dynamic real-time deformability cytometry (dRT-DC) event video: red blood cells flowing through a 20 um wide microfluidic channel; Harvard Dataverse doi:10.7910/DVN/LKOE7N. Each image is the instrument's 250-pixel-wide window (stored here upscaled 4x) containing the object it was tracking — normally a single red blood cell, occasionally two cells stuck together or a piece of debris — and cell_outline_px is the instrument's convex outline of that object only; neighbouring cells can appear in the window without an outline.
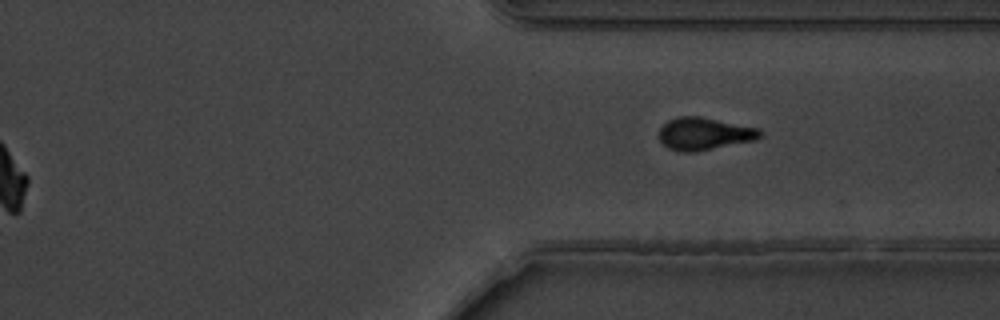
{"species": "common noctule bat (a hibernating species)", "species_latin": "Nyctalus noctula", "temperature_condition": "warm", "stored_images_in_passage": 10, "segment_of_instrument_passage": [2, 2], "camera_frame_rate_fps": 3000, "um_per_image_px": 0.085, "animal": {"sex": "male", "body_mass_g": 19.5, "forearm_length_mm": 54.6}, "frame": {"image": 1, "passage_image": 10, "time_ms": 3.0, "image_size_px": [1000, 320], "cell_outline_px": [[760, 136], [756, 140], [692, 152], [680, 152], [668, 148], [660, 140], [660, 128], [668, 120], [676, 116], [700, 116], [760, 128]], "centroid_in_image_um": [59.85, 11.36], "position_along_channel_um": 351.5, "area_um2": 19.02}}